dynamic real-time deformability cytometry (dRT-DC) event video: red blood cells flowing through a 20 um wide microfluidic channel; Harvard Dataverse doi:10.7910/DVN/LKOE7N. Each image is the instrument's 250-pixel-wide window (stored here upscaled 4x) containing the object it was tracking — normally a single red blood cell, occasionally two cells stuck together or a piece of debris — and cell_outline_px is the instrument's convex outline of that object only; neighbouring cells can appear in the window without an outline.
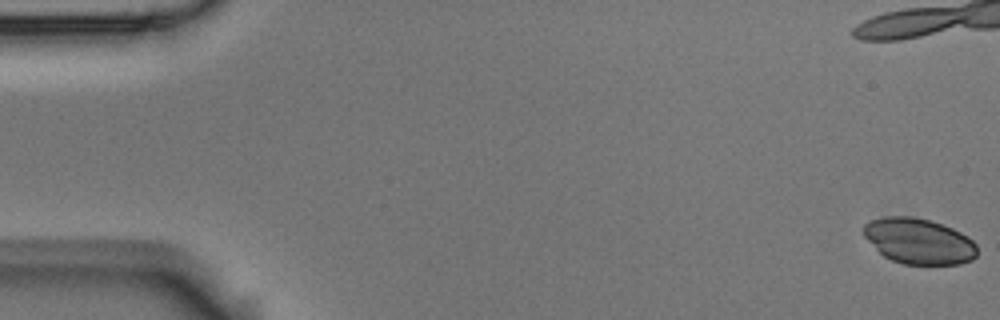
{"species": "Egyptian fruit bat (a non-hibernating species)", "species_latin": "Rousettus aegyptiacus", "temperature_condition": "room temperature", "stored_images_in_passage": 6, "camera_frame_rate_fps": 3000, "um_per_image_px": 0.085, "animal": {"sex": "male"}, "frame": {"image": 1, "passage_image": 1, "time_ms": 0.0, "image_size_px": [1000, 320], "cell_outline_px": [[976, 256], [972, 260], [960, 264], [904, 264], [892, 260], [884, 256], [860, 232], [860, 228], [868, 220], [884, 216], [912, 216], [932, 220], [952, 228], [968, 236], [976, 244]], "centroid_in_image_um": [78.07, 20.47], "position_along_channel_um": 6.9, "area_um2": 30.52}}